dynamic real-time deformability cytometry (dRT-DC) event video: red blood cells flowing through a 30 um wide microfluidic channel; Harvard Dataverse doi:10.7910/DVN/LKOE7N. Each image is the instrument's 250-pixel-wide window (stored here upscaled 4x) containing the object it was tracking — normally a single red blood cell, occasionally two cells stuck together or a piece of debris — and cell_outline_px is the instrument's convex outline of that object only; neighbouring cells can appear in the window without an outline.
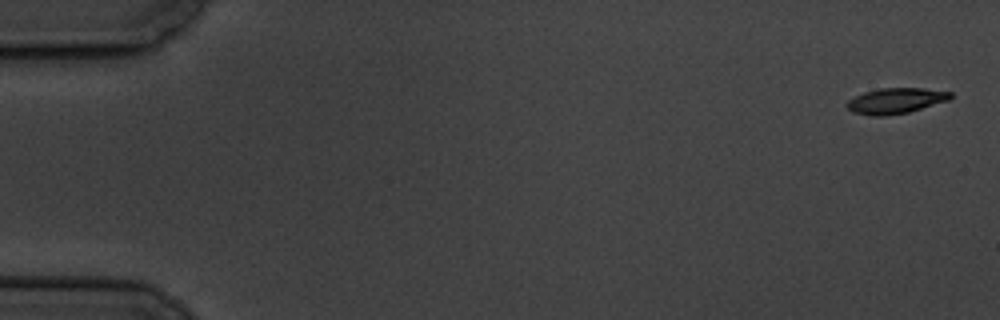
{"species": "common noctule bat (a hibernating species)", "species_latin": "Nyctalus noctula", "temperature_condition": "cold", "stored_images_in_passage": 6, "camera_frame_rate_fps": 3000, "um_per_image_px": 0.085, "animal": {"sex": "male", "body_mass_g": 19.5, "forearm_length_mm": 54.6}, "frame": {"image": 1, "passage_image": 1, "time_ms": 0.0, "image_size_px": [1000, 320], "cell_outline_px": [[952, 96], [948, 100], [908, 112], [884, 116], [872, 116], [852, 112], [844, 104], [848, 100], [864, 92], [880, 88], [924, 88], [952, 92]], "centroid_in_image_um": [76.1, 8.56], "position_along_channel_um": 8.9, "area_um2": 15.37}}
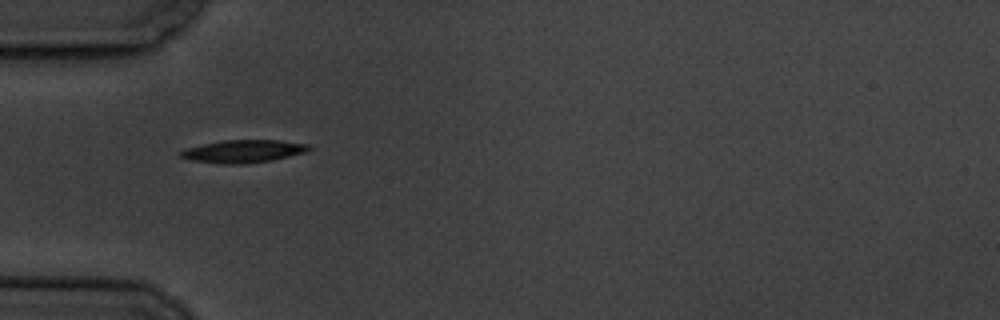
{"frame": {"image": 2, "passage_image": 5, "time_ms": 5.667, "image_size_px": [1000, 320], "cell_outline_px": [[312, 148], [308, 152], [272, 160], [244, 164], [220, 164], [192, 160], [180, 156], [180, 152], [184, 148], [224, 140], [280, 140], [312, 144]], "centroid_in_image_um": [20.75, 12.85], "position_along_channel_um": 64.2, "area_um2": 17.17}}
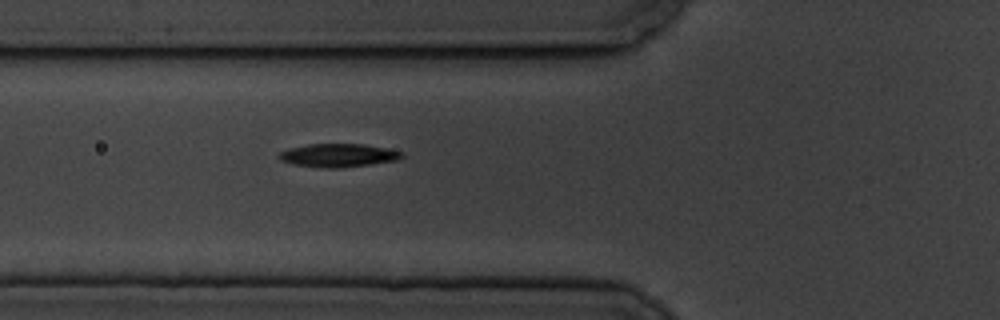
{"frame": {"image": 3, "passage_image": 6, "time_ms": 6.667, "image_size_px": [1000, 320], "cell_outline_px": [[404, 156], [396, 160], [340, 168], [320, 168], [292, 164], [280, 160], [276, 156], [280, 152], [292, 148], [308, 144], [364, 144], [388, 148], [404, 152]], "centroid_in_image_um": [28.75, 13.2], "position_along_channel_um": 97.1, "area_um2": 16.7}}